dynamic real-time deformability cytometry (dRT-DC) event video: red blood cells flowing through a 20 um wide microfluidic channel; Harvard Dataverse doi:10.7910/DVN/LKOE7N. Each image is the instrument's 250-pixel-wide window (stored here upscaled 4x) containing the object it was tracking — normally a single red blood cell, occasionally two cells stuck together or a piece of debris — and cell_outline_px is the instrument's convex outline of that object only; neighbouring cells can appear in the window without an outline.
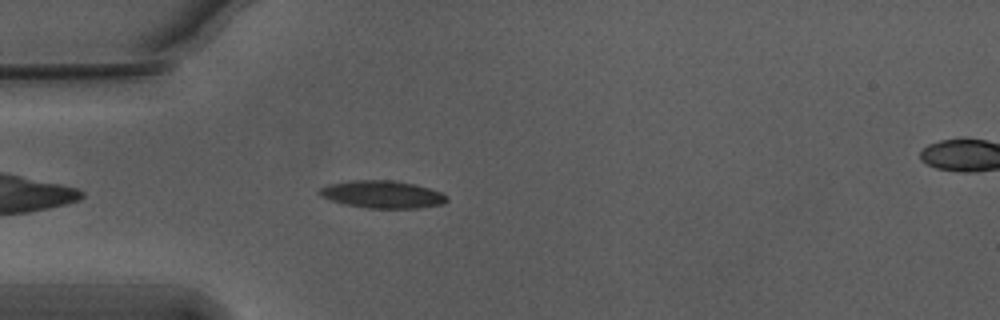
{"species": "Egyptian fruit bat (a non-hibernating species)", "species_latin": "Rousettus aegyptiacus", "temperature_condition": "warm", "stored_images_in_passage": 26, "camera_frame_rate_fps": 3000, "um_per_image_px": 0.085, "animal": {"sex": "male"}, "frame": {"image": 1, "passage_image": 4, "time_ms": 1.0, "image_size_px": [1000, 320], "cell_outline_px": [[448, 200], [444, 204], [420, 208], [368, 208], [344, 204], [320, 196], [316, 192], [320, 188], [328, 184], [356, 180], [388, 180], [416, 184], [440, 192], [448, 196]], "centroid_in_image_um": [32.51, 16.53], "position_along_channel_um": 52.5, "area_um2": 20.4}}
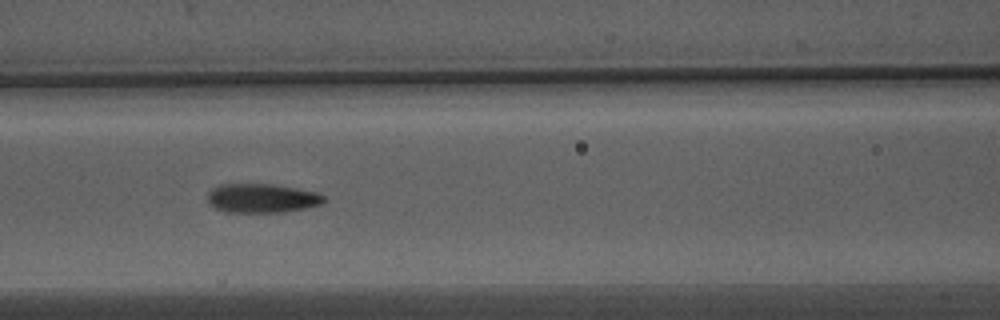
{"frame": {"image": 2, "passage_image": 12, "time_ms": 3.667, "image_size_px": [1000, 320], "cell_outline_px": [[328, 200], [320, 204], [304, 208], [284, 212], [224, 212], [208, 204], [208, 192], [212, 188], [220, 184], [272, 184], [316, 192], [324, 196]], "centroid_in_image_um": [22.23, 16.85], "position_along_channel_um": 144.4, "area_um2": 19.71}}
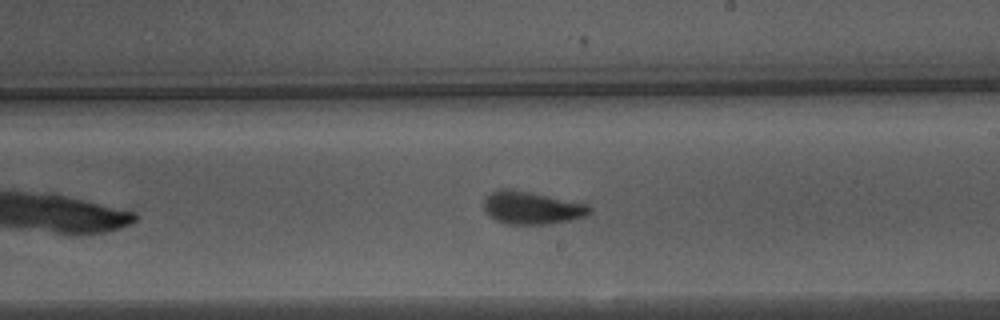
{"frame": {"image": 3, "passage_image": 20, "time_ms": 6.333, "image_size_px": [1000, 320], "cell_outline_px": [[592, 212], [584, 216], [572, 220], [548, 224], [504, 224], [488, 216], [484, 212], [484, 196], [500, 188], [512, 188], [588, 204], [592, 208]], "centroid_in_image_um": [45.16, 17.66], "position_along_channel_um": 243.8, "area_um2": 20.52}, "authors_computed_cell_mechanics": {"area_um2": 20.3167, "velocity_mm_per_s": 3.7462, "shape_relaxation_time_tau1_ms": 3.3828, "shape_relaxation_time_tau2_ms": 1.2338, "deformation_change_tau1": 0.1307, "deformation_change_tau2": 0.0729}}